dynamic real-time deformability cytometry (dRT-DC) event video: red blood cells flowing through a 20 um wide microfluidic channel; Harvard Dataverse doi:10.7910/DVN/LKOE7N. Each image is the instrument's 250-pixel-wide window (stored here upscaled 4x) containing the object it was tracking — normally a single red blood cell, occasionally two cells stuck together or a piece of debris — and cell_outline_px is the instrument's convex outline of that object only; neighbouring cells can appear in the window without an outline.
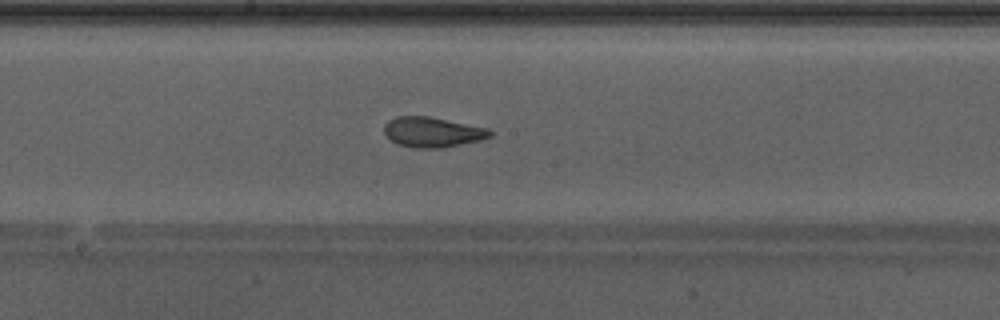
{"species": "Egyptian fruit bat (a non-hibernating species)", "species_latin": "Rousettus aegyptiacus", "temperature_condition": "warm", "stored_images_in_passage": 40, "camera_frame_rate_fps": 3000, "um_per_image_px": 0.085, "animal": {"sex": "male"}, "frame": {"image": 1, "passage_image": 18, "time_ms": 5.667, "image_size_px": [1000, 320], "cell_outline_px": [[492, 136], [480, 140], [444, 148], [412, 148], [396, 144], [384, 132], [384, 124], [388, 120], [396, 116], [428, 116], [488, 128], [492, 132]], "centroid_in_image_um": [36.74, 11.23], "position_along_channel_um": 211.5, "area_um2": 18.67}, "authors_computed_cell_mechanics": {"area_um2": 19.3052, "velocity_mm_per_s": 4.2971, "shape_relaxation_time_tau1_ms": 5.8618, "shape_relaxation_time_tau2_ms": 1.1, "deformation_change_tau1": 0.1804, "deformation_change_tau2": 0.0715}}